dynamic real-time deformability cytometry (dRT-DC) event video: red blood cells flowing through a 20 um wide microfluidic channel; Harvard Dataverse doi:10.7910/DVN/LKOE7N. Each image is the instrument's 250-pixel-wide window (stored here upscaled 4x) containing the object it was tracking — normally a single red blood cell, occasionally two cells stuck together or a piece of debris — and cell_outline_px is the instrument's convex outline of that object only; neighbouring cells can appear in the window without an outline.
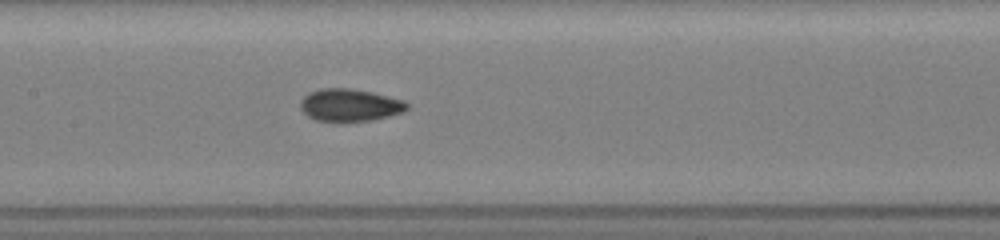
{"species": "common noctule bat (a hibernating species)", "species_latin": "Nyctalus noctula", "temperature_condition": "room temperature", "stored_images_in_passage": 23, "camera_frame_rate_fps": 3000, "um_per_image_px": 0.085, "animal": {"sex": "female", "body_mass_g": 19.5, "forearm_length_mm": 54.1}, "frame": {"image": 1, "passage_image": 14, "time_ms": 4.333, "image_size_px": [1000, 240], "cell_outline_px": [[408, 108], [404, 112], [372, 120], [344, 124], [336, 124], [316, 120], [308, 116], [300, 108], [300, 100], [308, 92], [320, 88], [348, 88], [372, 92], [404, 100], [408, 104]], "centroid_in_image_um": [29.7, 8.97], "position_along_channel_um": 177.7, "area_um2": 20.87}}